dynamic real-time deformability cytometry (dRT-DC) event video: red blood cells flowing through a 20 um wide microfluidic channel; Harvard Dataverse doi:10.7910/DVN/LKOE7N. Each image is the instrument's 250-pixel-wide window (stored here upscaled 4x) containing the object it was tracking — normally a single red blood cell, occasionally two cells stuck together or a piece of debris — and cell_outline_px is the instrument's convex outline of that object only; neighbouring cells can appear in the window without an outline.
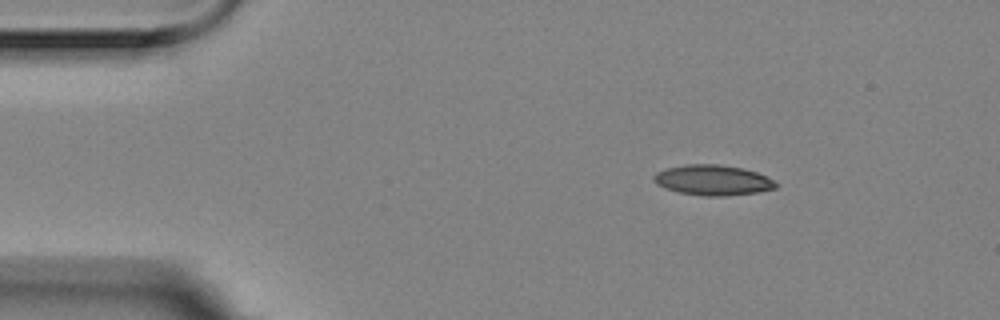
{"species": "Egyptian fruit bat (a non-hibernating species)", "species_latin": "Rousettus aegyptiacus", "temperature_condition": "room temperature", "stored_images_in_passage": 3, "segment_of_instrument_passage": [1, 2], "camera_frame_rate_fps": 3000, "um_per_image_px": 0.085, "animal": {"sex": "female"}, "frame": {"image": 1, "passage_image": 1, "time_ms": 0.0, "image_size_px": [1000, 320], "cell_outline_px": [[776, 188], [756, 192], [724, 196], [704, 196], [680, 192], [656, 184], [652, 180], [652, 176], [656, 172], [668, 168], [688, 164], [720, 164], [744, 168], [756, 172], [772, 180], [776, 184]], "centroid_in_image_um": [60.56, 15.3], "position_along_channel_um": 24.4, "area_um2": 21.33}}